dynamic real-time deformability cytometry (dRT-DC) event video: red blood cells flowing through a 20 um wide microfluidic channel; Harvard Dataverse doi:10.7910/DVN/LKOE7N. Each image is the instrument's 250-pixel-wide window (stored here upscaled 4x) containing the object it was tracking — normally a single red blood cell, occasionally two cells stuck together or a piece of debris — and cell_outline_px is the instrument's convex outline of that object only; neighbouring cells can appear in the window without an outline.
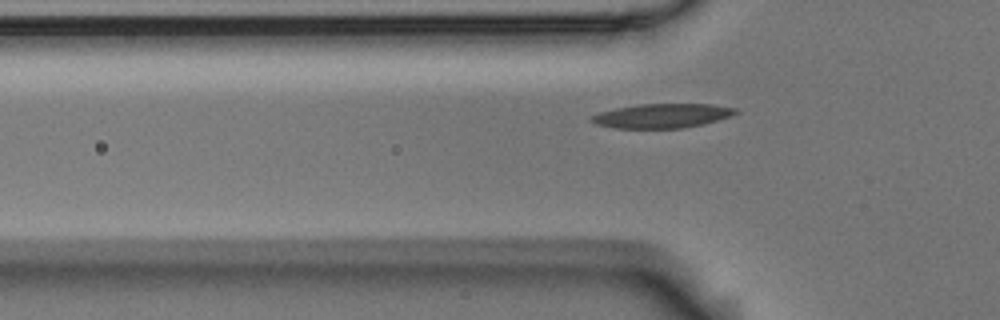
{"species": "Egyptian fruit bat (a non-hibernating species)", "species_latin": "Rousettus aegyptiacus", "temperature_condition": "room temperature", "stored_images_in_passage": 40, "camera_frame_rate_fps": 3000, "um_per_image_px": 0.085, "animal": {"sex": "male"}, "frame": {"image": 1, "passage_image": 8, "time_ms": 2.333, "image_size_px": [1000, 320], "cell_outline_px": [[740, 112], [716, 120], [684, 128], [616, 128], [596, 124], [588, 120], [592, 116], [600, 112], [616, 108], [636, 104], [708, 104], [736, 108]], "centroid_in_image_um": [56.23, 9.84], "position_along_channel_um": 69.6, "area_um2": 20.17}}
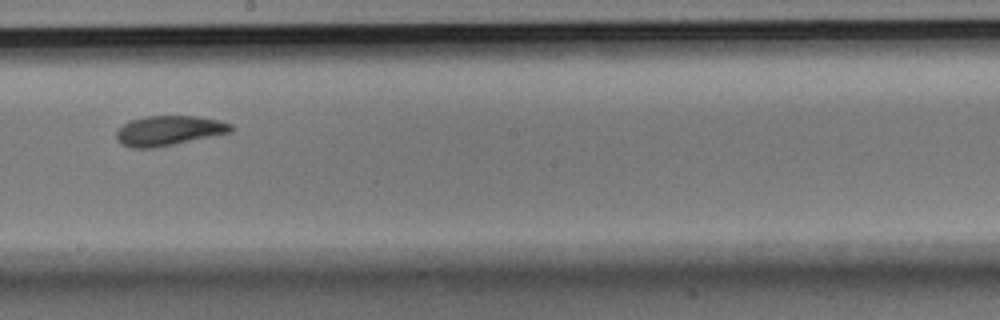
{"frame": {"image": 2, "passage_image": 22, "time_ms": 7.0, "image_size_px": [1000, 320], "cell_outline_px": [[236, 128], [232, 132], [152, 148], [132, 148], [120, 144], [116, 140], [116, 132], [128, 120], [148, 116], [196, 116], [216, 120], [232, 124]], "centroid_in_image_um": [14.33, 11.1], "position_along_channel_um": 233.9, "area_um2": 19.83}}
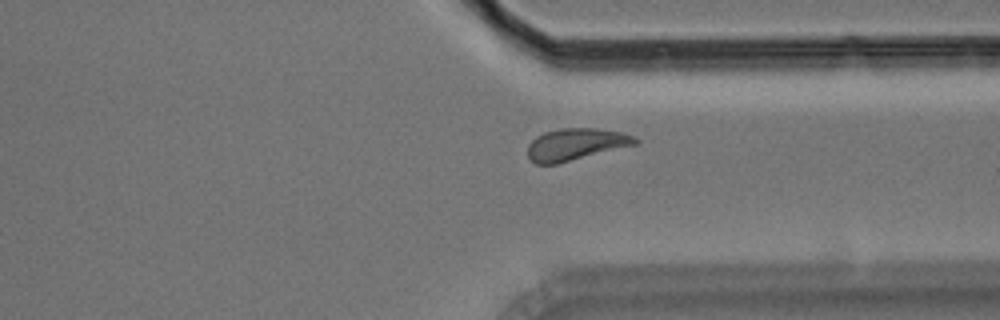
{"frame": {"image": 3, "passage_image": 33, "time_ms": 10.667, "image_size_px": [1000, 320], "cell_outline_px": [[640, 140], [636, 144], [556, 164], [536, 164], [528, 156], [528, 144], [536, 136], [544, 132], [560, 128], [596, 128], [624, 132], [636, 136]], "centroid_in_image_um": [48.96, 12.25], "position_along_channel_um": 362.4, "area_um2": 20.0}, "authors_computed_cell_mechanics": {"area_um2": 19.9988, "velocity_mm_per_s": 3.5118, "shape_relaxation_time_tau1_ms": 4.2557, "shape_relaxation_time_tau2_ms": 1.8804, "deformation_change_tau1": 0.1367, "deformation_change_tau2": 0.0784}}